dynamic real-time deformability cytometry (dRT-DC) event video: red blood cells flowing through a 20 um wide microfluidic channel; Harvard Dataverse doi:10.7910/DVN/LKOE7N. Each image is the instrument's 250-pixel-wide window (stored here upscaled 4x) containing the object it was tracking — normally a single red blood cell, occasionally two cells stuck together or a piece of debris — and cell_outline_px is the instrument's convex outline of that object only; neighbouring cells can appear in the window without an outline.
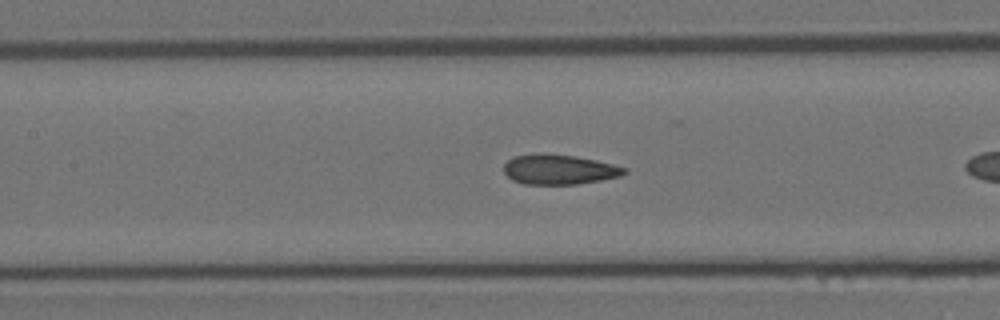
{"species": "Egyptian fruit bat (a non-hibernating species)", "species_latin": "Rousettus aegyptiacus", "temperature_condition": "room temperature", "stored_images_in_passage": 22, "camera_frame_rate_fps": 3000, "um_per_image_px": 0.085, "animal": {"sex": "female"}, "frame": {"image": 1, "passage_image": 7, "time_ms": 2.0, "image_size_px": [1000, 320], "cell_outline_px": [[628, 172], [620, 176], [600, 180], [576, 184], [524, 184], [512, 180], [504, 172], [504, 164], [512, 156], [536, 152], [544, 152], [576, 156], [596, 160], [628, 168]], "centroid_in_image_um": [47.5, 14.38], "position_along_channel_um": 159.9, "area_um2": 21.33}}
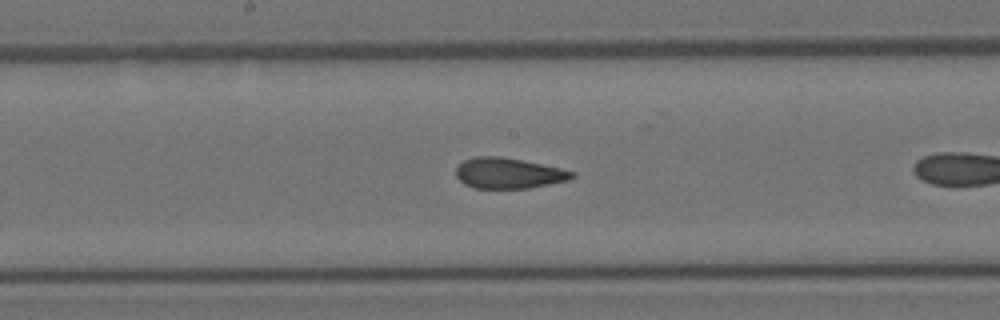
{"frame": {"image": 2, "passage_image": 10, "time_ms": 3.0, "image_size_px": [1000, 320], "cell_outline_px": [[576, 176], [568, 180], [528, 188], [476, 188], [464, 184], [456, 176], [456, 168], [464, 160], [476, 156], [500, 156], [560, 168], [576, 172]], "centroid_in_image_um": [43.22, 14.72], "position_along_channel_um": 205.0, "area_um2": 20.52}}
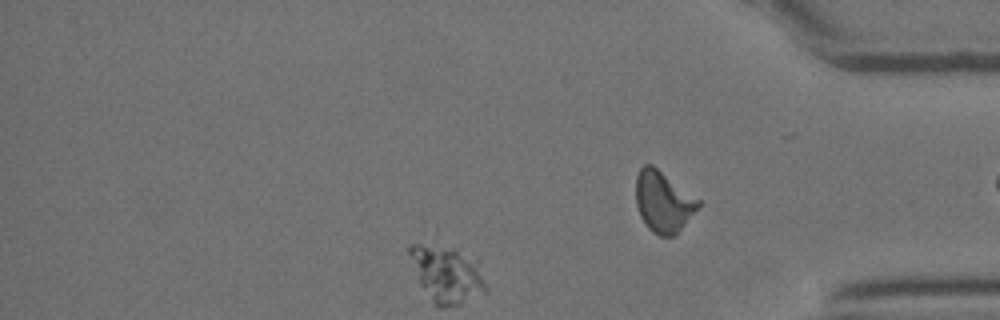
{"frame": {"image": 3, "passage_image": 22, "time_ms": 7.0, "image_size_px": [1000, 320], "cell_outline_px": [[700, 208], [672, 236], [660, 236], [652, 232], [648, 228], [640, 216], [636, 204], [636, 176], [640, 168], [644, 164], [652, 164], [700, 200]], "centroid_in_image_um": [56.36, 17.13], "position_along_channel_um": 378.8, "area_um2": 22.08}}